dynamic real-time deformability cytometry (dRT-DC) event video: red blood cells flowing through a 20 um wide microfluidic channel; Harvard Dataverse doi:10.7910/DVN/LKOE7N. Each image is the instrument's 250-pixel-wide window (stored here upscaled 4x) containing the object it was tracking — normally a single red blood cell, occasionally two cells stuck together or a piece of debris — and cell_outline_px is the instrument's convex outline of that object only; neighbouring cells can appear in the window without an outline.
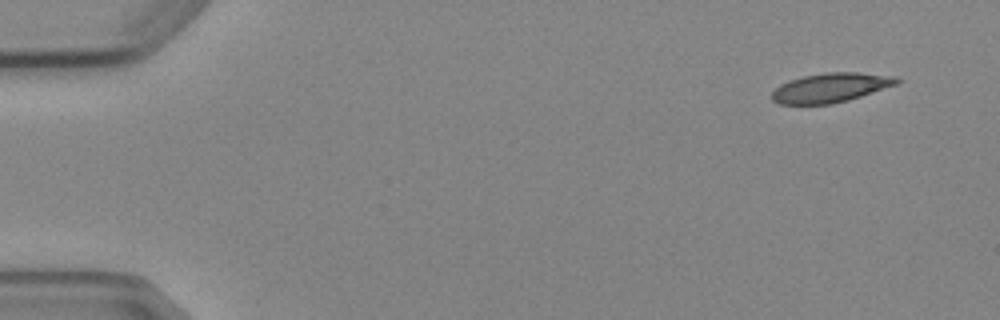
{"species": "Egyptian fruit bat (a non-hibernating species)", "species_latin": "Rousettus aegyptiacus", "temperature_condition": "cold", "stored_images_in_passage": 8, "camera_frame_rate_fps": 3000, "um_per_image_px": 0.085, "animal": {"sex": "female"}, "frame": {"image": 1, "passage_image": 1, "time_ms": 0.0, "image_size_px": [1000, 320], "cell_outline_px": [[900, 80], [896, 84], [848, 100], [832, 104], [780, 104], [772, 100], [772, 92], [780, 84], [788, 80], [804, 76], [828, 72], [856, 72], [896, 76]], "centroid_in_image_um": [70.57, 7.45], "position_along_channel_um": 14.4, "area_um2": 21.15}}
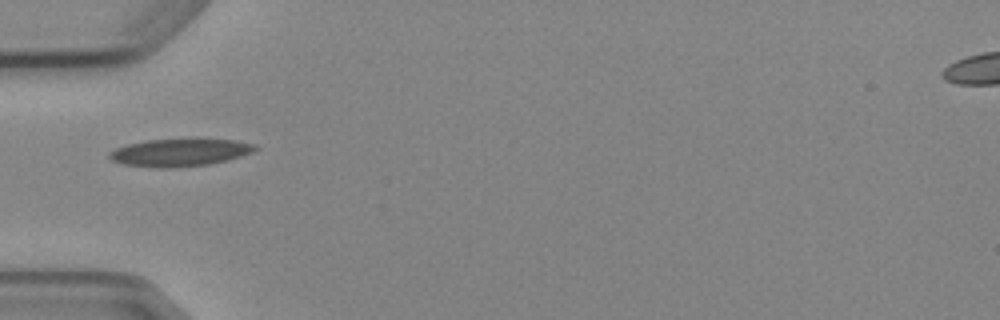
{"frame": {"image": 2, "passage_image": 5, "time_ms": 4.667, "image_size_px": [1000, 320], "cell_outline_px": [[260, 148], [252, 152], [228, 160], [208, 164], [168, 168], [156, 168], [124, 164], [112, 160], [108, 156], [108, 152], [116, 148], [128, 144], [148, 140], [192, 136], [232, 140], [256, 144]], "centroid_in_image_um": [15.32, 12.91], "position_along_channel_um": 69.7, "area_um2": 24.22}}
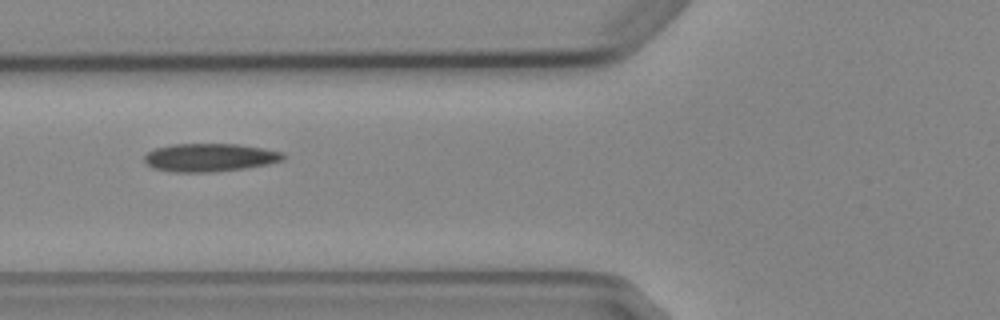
{"frame": {"image": 3, "passage_image": 6, "time_ms": 5.667, "image_size_px": [1000, 320], "cell_outline_px": [[284, 160], [268, 164], [244, 168], [212, 172], [172, 172], [152, 168], [144, 160], [144, 156], [148, 152], [156, 148], [172, 144], [236, 144], [264, 148], [284, 152]], "centroid_in_image_um": [17.83, 13.39], "position_along_channel_um": 108.0, "area_um2": 22.77}}